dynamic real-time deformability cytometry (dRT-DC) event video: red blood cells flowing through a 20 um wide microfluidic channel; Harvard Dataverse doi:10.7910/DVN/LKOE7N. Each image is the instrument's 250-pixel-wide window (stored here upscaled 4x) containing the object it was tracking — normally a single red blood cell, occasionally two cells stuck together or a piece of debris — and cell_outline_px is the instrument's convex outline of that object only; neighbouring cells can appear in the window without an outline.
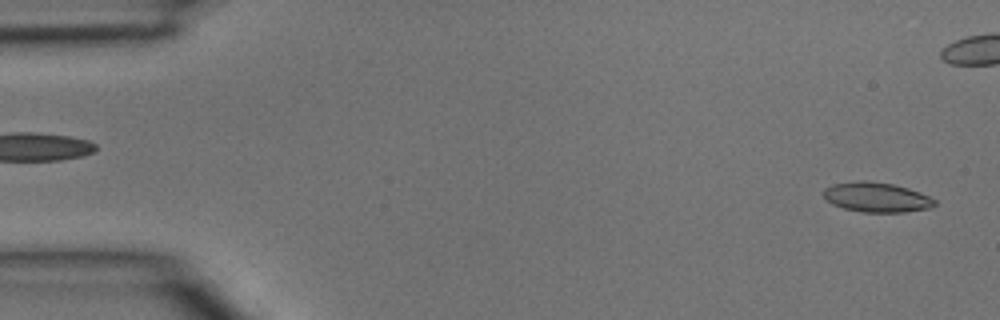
{"species": "common noctule bat (a hibernating species)", "species_latin": "Nyctalus noctula", "temperature_condition": "room temperature", "stored_images_in_passage": 5, "segment_of_instrument_passage": [2, 2], "camera_frame_rate_fps": 3000, "um_per_image_px": 0.085, "animal": {"sex": "male", "body_mass_g": 15.6}, "frame": {"image": 1, "passage_image": 5, "time_ms": 1.333, "image_size_px": [1000, 320], "cell_outline_px": [[936, 204], [928, 208], [904, 212], [860, 212], [844, 208], [832, 204], [824, 196], [824, 188], [832, 184], [860, 180], [868, 180], [892, 184], [908, 188], [920, 192], [936, 200]], "centroid_in_image_um": [74.5, 16.76], "position_along_channel_um": 10.5, "area_um2": 19.25}}